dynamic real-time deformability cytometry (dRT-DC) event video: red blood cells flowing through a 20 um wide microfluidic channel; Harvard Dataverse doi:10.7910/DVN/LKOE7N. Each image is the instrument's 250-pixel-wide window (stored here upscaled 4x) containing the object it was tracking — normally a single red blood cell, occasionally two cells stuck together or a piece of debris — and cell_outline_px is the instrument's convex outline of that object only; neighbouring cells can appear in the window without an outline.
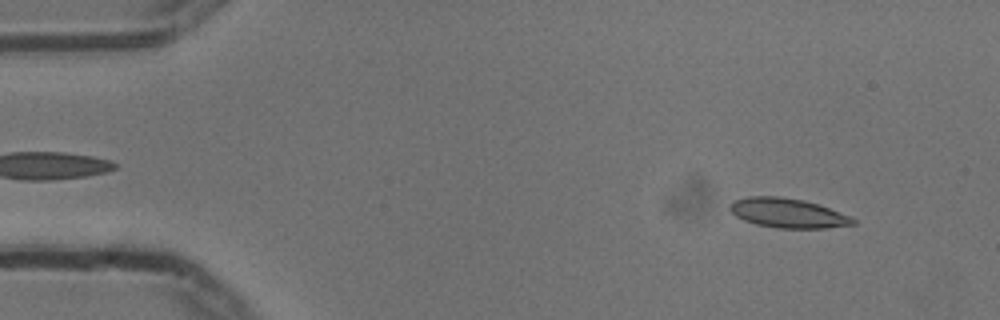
{"species": "common noctule bat (a hibernating species)", "species_latin": "Nyctalus noctula", "temperature_condition": "cold", "stored_images_in_passage": 54, "camera_frame_rate_fps": 3000, "um_per_image_px": 0.085, "animal": {"sex": "male", "body_mass_g": 13.3}, "frame": {"image": 1, "passage_image": 5, "time_ms": 1.333, "image_size_px": [1000, 320], "cell_outline_px": [[856, 224], [824, 228], [776, 228], [756, 224], [744, 220], [736, 216], [728, 208], [732, 200], [748, 196], [780, 196], [804, 200], [852, 216], [856, 220]], "centroid_in_image_um": [66.94, 18.1], "position_along_channel_um": 18.1, "area_um2": 21.21}}
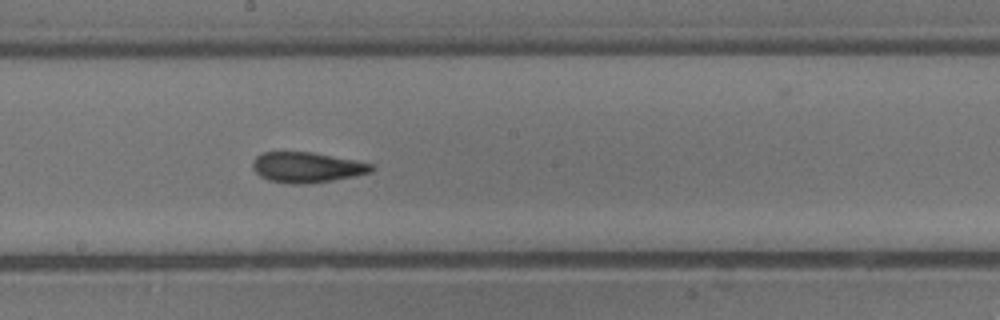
{"frame": {"image": 2, "passage_image": 29, "time_ms": 9.333, "image_size_px": [1000, 320], "cell_outline_px": [[376, 168], [372, 172], [356, 176], [308, 184], [288, 184], [268, 180], [260, 176], [252, 168], [252, 160], [256, 156], [264, 152], [312, 152], [356, 160], [372, 164]], "centroid_in_image_um": [26.09, 14.23], "position_along_channel_um": 222.1, "area_um2": 21.27}}
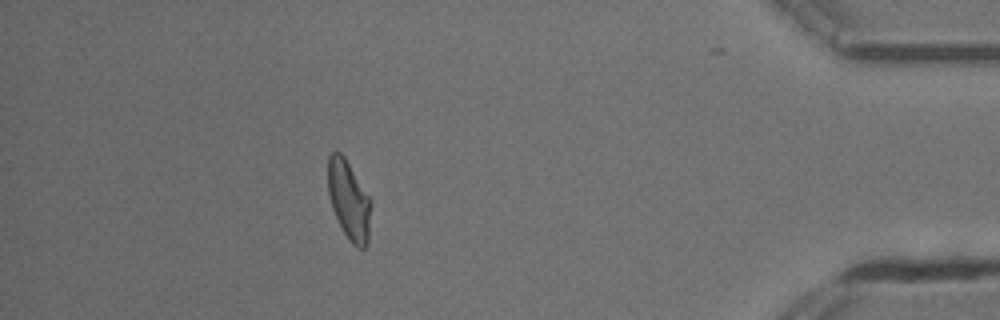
{"frame": {"image": 3, "passage_image": 48, "time_ms": 15.667, "image_size_px": [1000, 320], "cell_outline_px": [[372, 204], [368, 244], [364, 248], [356, 248], [348, 240], [332, 208], [328, 192], [328, 156], [332, 152], [340, 152], [344, 156], [372, 200]], "centroid_in_image_um": [29.68, 17.04], "position_along_channel_um": 405.5, "area_um2": 20.0}, "authors_computed_cell_mechanics": {"area_um2": 20.6057, "velocity_mm_per_s": 3.728, "shape_relaxation_time_tau1_ms": 8.5977, "shape_relaxation_time_tau2_ms": 2.3023, "deformation_change_tau1": 0.2033, "deformation_change_tau2": 0.0929}}